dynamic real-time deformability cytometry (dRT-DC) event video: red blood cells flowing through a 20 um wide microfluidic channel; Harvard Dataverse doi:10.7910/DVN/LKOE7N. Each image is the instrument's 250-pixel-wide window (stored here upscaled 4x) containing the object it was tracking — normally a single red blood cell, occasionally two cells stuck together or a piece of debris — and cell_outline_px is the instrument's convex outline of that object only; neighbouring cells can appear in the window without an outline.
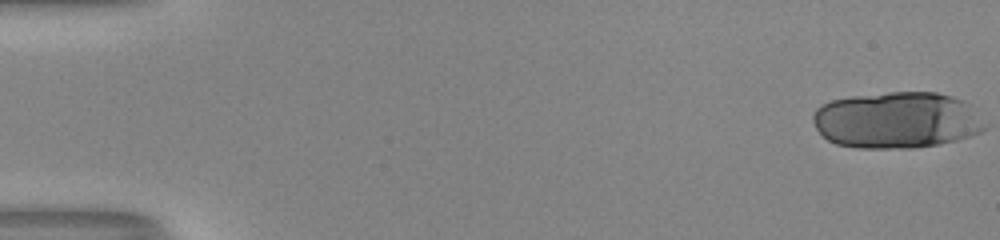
{"species": "human", "species_latin": "Homo sapiens", "temperature_condition": "room temperature", "stored_images_in_passage": 19, "camera_frame_rate_fps": 3000, "um_per_image_px": 0.085, "donor": {"sex": "male"}, "frame": {"image": 1, "passage_image": 1, "time_ms": 0.0, "image_size_px": [1000, 240], "cell_outline_px": [[984, 128], [980, 132], [940, 144], [912, 148], [860, 148], [836, 144], [828, 140], [816, 128], [812, 116], [816, 108], [832, 100], [852, 96], [888, 92], [936, 92], [952, 96], [960, 100]], "centroid_in_image_um": [76.09, 10.22], "position_along_channel_um": 8.9, "area_um2": 55.37}}